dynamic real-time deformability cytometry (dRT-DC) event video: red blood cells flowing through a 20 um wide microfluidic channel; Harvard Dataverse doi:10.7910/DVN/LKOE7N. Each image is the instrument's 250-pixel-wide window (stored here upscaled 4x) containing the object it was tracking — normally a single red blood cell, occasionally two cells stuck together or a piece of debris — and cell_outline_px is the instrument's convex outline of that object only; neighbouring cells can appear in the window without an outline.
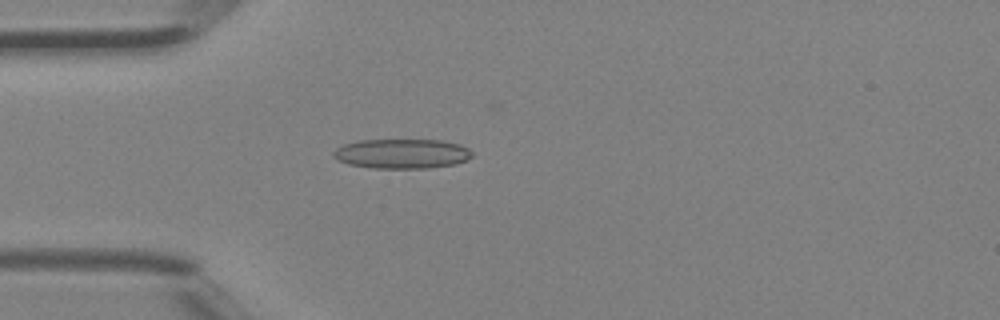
{"species": "Egyptian fruit bat (a non-hibernating species)", "species_latin": "Rousettus aegyptiacus", "temperature_condition": "room temperature", "stored_images_in_passage": 4, "camera_frame_rate_fps": 3000, "um_per_image_px": 0.085, "animal": {"sex": "female"}, "frame": {"image": 1, "passage_image": 4, "time_ms": 1.0, "image_size_px": [1000, 320], "cell_outline_px": [[472, 156], [456, 164], [428, 168], [372, 168], [348, 164], [336, 160], [332, 156], [332, 152], [336, 148], [344, 144], [356, 140], [440, 140], [460, 144], [468, 148], [472, 152]], "centroid_in_image_um": [34.12, 13.06], "position_along_channel_um": 50.9, "area_um2": 24.1}}